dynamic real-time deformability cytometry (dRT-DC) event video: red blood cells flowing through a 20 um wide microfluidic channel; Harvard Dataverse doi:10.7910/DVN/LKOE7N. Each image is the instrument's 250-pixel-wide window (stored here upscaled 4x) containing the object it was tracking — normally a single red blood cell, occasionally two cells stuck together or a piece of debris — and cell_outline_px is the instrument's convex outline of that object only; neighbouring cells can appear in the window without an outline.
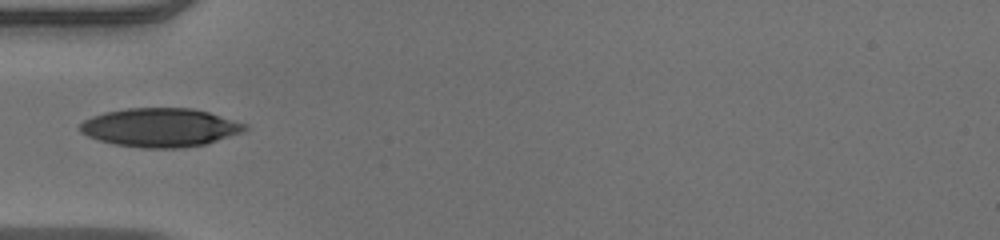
{"species": "human", "species_latin": "Homo sapiens", "temperature_condition": "warm", "stored_images_in_passage": 35, "camera_frame_rate_fps": 3000, "um_per_image_px": 0.085, "donor": {"sex": "male"}, "frame": {"image": 1, "passage_image": 1, "time_ms": 0.0, "image_size_px": [1000, 240], "cell_outline_px": [[248, 128], [244, 132], [204, 144], [172, 148], [148, 148], [116, 144], [100, 140], [88, 136], [80, 132], [80, 124], [84, 120], [92, 116], [104, 112], [128, 108], [192, 108], [208, 112], [248, 124]], "centroid_in_image_um": [13.63, 10.82], "position_along_channel_um": 71.4, "area_um2": 36.88}}
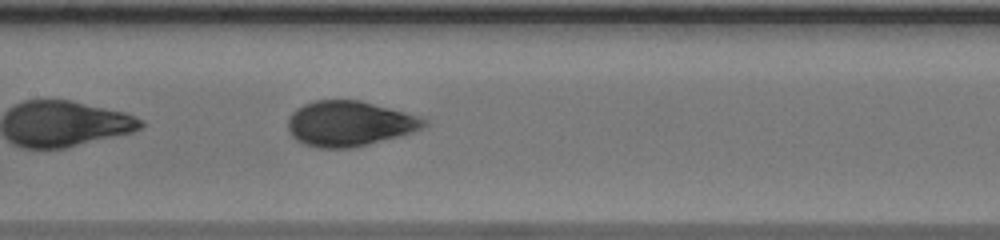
{"frame": {"image": 2, "passage_image": 9, "time_ms": 2.667, "image_size_px": [1000, 240], "cell_outline_px": [[428, 124], [412, 132], [348, 148], [316, 148], [304, 144], [296, 140], [292, 136], [288, 128], [288, 120], [292, 112], [296, 108], [304, 104], [316, 100], [360, 100], [404, 112], [428, 120]], "centroid_in_image_um": [29.63, 10.49], "position_along_channel_um": 177.8, "area_um2": 35.32}}
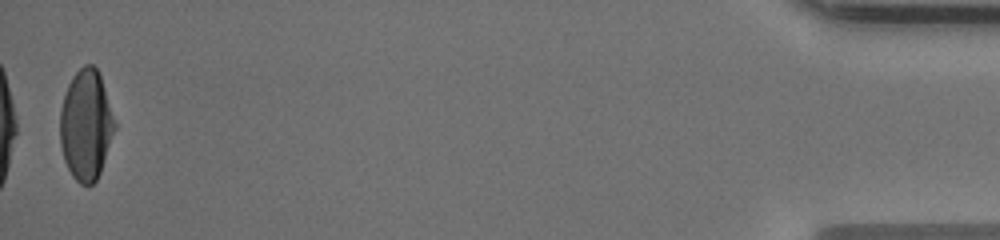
{"frame": {"image": 3, "passage_image": 35, "time_ms": 11.333, "image_size_px": [1000, 240], "cell_outline_px": [[116, 128], [100, 172], [96, 180], [92, 184], [80, 184], [72, 176], [64, 160], [60, 144], [60, 108], [68, 84], [72, 76], [84, 64], [92, 64], [96, 68], [100, 76], [116, 124]], "centroid_in_image_um": [7.3, 10.63], "position_along_channel_um": 427.9, "area_um2": 34.97}, "authors_computed_cell_mechanics": {"area_um2": 35.7782, "velocity_mm_per_s": 3.9492, "shape_relaxation_time_tau1_ms": 5.5509, "shape_relaxation_time_tau2_ms": null, "deformation_change_tau1": 0.2321, "deformation_change_tau2": null}}